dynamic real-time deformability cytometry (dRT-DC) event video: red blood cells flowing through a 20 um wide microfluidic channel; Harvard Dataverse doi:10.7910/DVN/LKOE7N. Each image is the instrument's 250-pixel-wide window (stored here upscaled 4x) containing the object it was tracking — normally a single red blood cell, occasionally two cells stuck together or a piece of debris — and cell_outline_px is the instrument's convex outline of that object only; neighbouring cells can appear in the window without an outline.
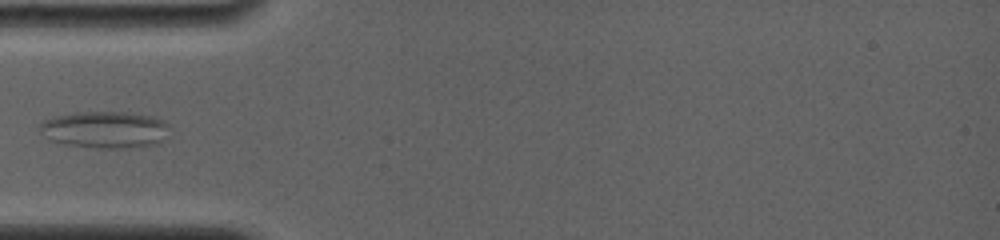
{"species": "common noctule bat (a hibernating species)", "species_latin": "Nyctalus noctula", "temperature_condition": "room temperature", "stored_images_in_passage": 1, "camera_frame_rate_fps": 4000, "um_per_image_px": 0.085, "animal": {"sex": "female", "body_mass_g": 19.0, "forearm_length_mm": 56.7}, "frame": {"image": 1, "passage_image": 1, "time_ms": 0.0, "image_size_px": [1000, 240], "cell_outline_px": [[168, 124], [160, 140], [156, 144], [140, 148], [96, 148], [64, 144], [48, 140], [40, 132], [40, 124], [44, 120], [52, 116], [76, 112], [124, 112], [152, 116], [164, 120]], "centroid_in_image_um": [8.85, 11.02], "position_along_channel_um": 76.1, "area_um2": 27.92}}